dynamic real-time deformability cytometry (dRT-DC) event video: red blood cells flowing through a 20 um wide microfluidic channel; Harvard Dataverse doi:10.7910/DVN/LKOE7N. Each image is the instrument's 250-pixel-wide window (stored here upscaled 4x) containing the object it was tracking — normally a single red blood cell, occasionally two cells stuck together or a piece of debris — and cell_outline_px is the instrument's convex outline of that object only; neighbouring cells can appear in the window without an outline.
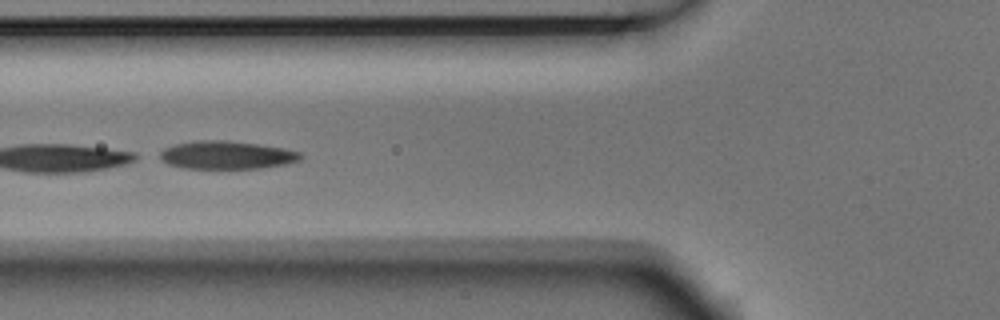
{"species": "Egyptian fruit bat (a non-hibernating species)", "species_latin": "Rousettus aegyptiacus", "temperature_condition": "room temperature", "stored_images_in_passage": 12, "camera_frame_rate_fps": 3000, "um_per_image_px": 0.085, "animal": {"sex": "male"}, "frame": {"image": 1, "passage_image": 4, "time_ms": 1.0, "image_size_px": [1000, 320], "cell_outline_px": [[304, 156], [300, 160], [288, 164], [264, 168], [180, 168], [168, 164], [152, 156], [164, 148], [176, 144], [196, 140], [228, 140], [260, 144], [284, 148], [300, 152]], "centroid_in_image_um": [19.22, 13.18], "position_along_channel_um": 106.6, "area_um2": 23.58}}
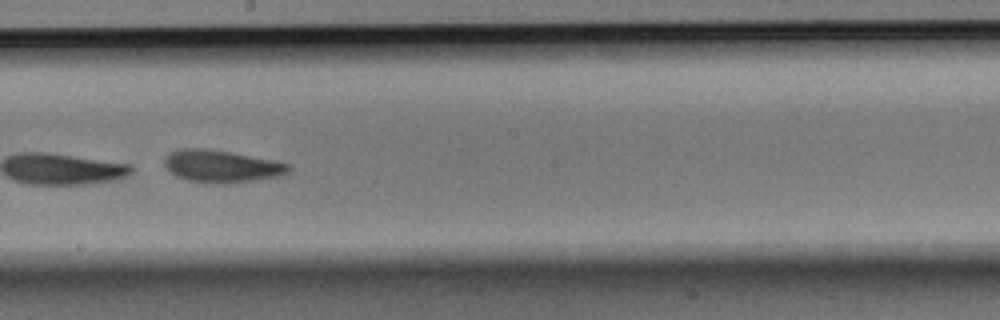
{"frame": {"image": 2, "passage_image": 7, "time_ms": 2.0, "image_size_px": [1000, 320], "cell_outline_px": [[292, 168], [288, 172], [276, 176], [256, 180], [228, 184], [216, 184], [188, 180], [176, 176], [164, 164], [164, 156], [168, 152], [180, 148], [208, 148], [272, 160], [288, 164]], "centroid_in_image_um": [18.78, 14.12], "position_along_channel_um": 229.4, "area_um2": 23.35}}
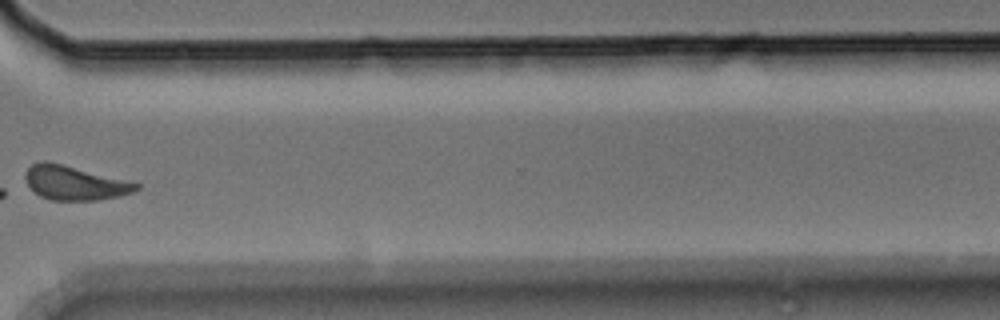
{"frame": {"image": 3, "passage_image": 10, "time_ms": 3.0, "image_size_px": [1000, 320], "cell_outline_px": [[140, 188], [132, 192], [120, 196], [96, 200], [52, 200], [40, 196], [24, 180], [24, 172], [32, 164], [40, 160], [44, 160], [140, 184]], "centroid_in_image_um": [6.29, 15.55], "position_along_channel_um": 364.3, "area_um2": 21.62}}